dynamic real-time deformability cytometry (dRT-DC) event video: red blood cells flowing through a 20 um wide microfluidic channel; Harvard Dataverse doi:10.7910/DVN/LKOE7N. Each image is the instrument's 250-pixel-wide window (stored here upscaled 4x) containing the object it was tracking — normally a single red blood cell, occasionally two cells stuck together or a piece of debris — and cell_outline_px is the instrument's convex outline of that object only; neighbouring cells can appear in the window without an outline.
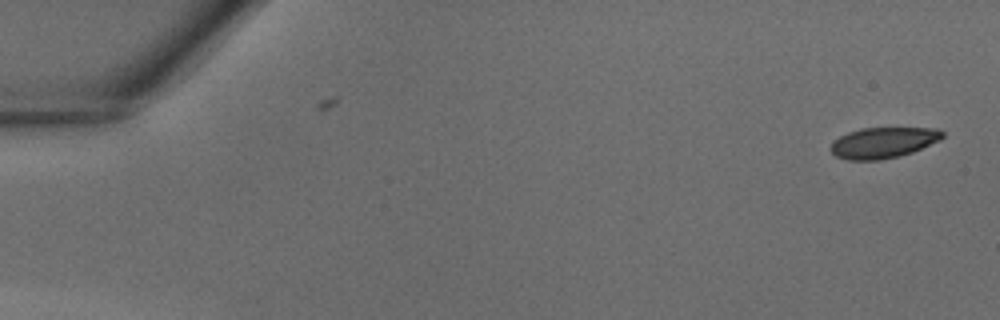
{"species": "common noctule bat (a hibernating species)", "species_latin": "Nyctalus noctula", "temperature_condition": "warm", "stored_images_in_passage": 3, "camera_frame_rate_fps": 3000, "um_per_image_px": 0.085, "animal": {"sex": "male", "body_mass_g": 18.8}, "frame": {"image": 1, "passage_image": 1, "time_ms": 0.0, "image_size_px": [1000, 320], "cell_outline_px": [[944, 136], [940, 140], [912, 152], [900, 156], [880, 160], [848, 160], [836, 156], [828, 148], [840, 136], [848, 132], [860, 128], [936, 128], [944, 132]], "centroid_in_image_um": [75.07, 12.12], "position_along_channel_um": 9.9, "area_um2": 20.06}}